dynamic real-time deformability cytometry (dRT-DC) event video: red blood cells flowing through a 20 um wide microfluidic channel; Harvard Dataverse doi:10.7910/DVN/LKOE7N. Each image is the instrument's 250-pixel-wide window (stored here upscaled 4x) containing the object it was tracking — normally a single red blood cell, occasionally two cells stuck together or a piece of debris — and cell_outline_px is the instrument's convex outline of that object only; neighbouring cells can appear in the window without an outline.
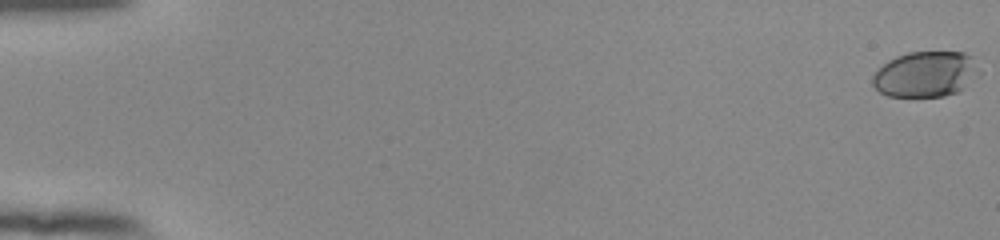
{"species": "human", "species_latin": "Homo sapiens", "temperature_condition": "room temperature", "stored_images_in_passage": 56, "camera_frame_rate_fps": 3000, "um_per_image_px": 0.085, "donor": {"sex": "female"}, "frame": {"image": 1, "passage_image": 1, "time_ms": 0.0, "image_size_px": [1000, 240], "cell_outline_px": [[972, 56], [960, 92], [944, 96], [888, 96], [880, 92], [872, 84], [872, 76], [888, 60], [896, 56], [908, 52], [964, 52]], "centroid_in_image_um": [78.44, 6.31], "position_along_channel_um": 6.6, "area_um2": 26.59}}
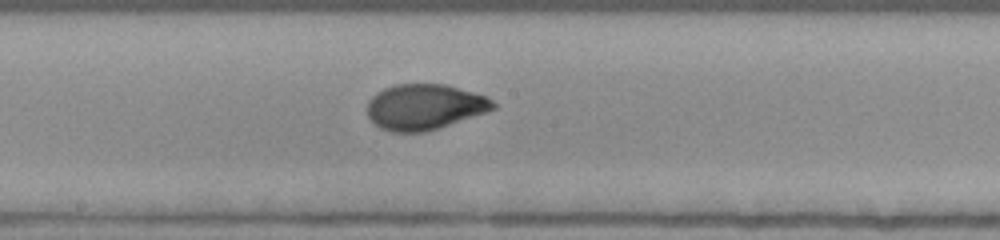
{"frame": {"image": 2, "passage_image": 32, "time_ms": 10.333, "image_size_px": [1000, 240], "cell_outline_px": [[496, 108], [440, 128], [424, 132], [392, 132], [380, 128], [368, 116], [368, 100], [376, 92], [384, 88], [396, 84], [448, 84], [488, 96], [496, 104]], "centroid_in_image_um": [36.1, 9.07], "position_along_channel_um": 212.1, "area_um2": 33.58}}
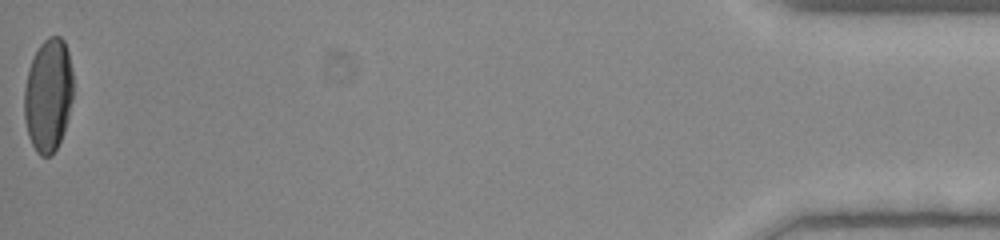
{"frame": {"image": 3, "passage_image": 56, "time_ms": 18.333, "image_size_px": [1000, 240], "cell_outline_px": [[72, 100], [64, 132], [52, 156], [40, 156], [36, 152], [28, 136], [24, 116], [24, 88], [28, 68], [40, 44], [48, 36], [60, 36], [64, 40], [68, 52], [72, 72]], "centroid_in_image_um": [4.09, 8.1], "position_along_channel_um": 431.1, "area_um2": 32.37}, "authors_computed_cell_mechanics": {"area_um2": 32.5414, "velocity_mm_per_s": 3.8565, "shape_relaxation_time_tau1_ms": 4.7664, "shape_relaxation_time_tau2_ms": 0.749, "deformation_change_tau1": 0.1867, "deformation_change_tau2": 0.0434}}